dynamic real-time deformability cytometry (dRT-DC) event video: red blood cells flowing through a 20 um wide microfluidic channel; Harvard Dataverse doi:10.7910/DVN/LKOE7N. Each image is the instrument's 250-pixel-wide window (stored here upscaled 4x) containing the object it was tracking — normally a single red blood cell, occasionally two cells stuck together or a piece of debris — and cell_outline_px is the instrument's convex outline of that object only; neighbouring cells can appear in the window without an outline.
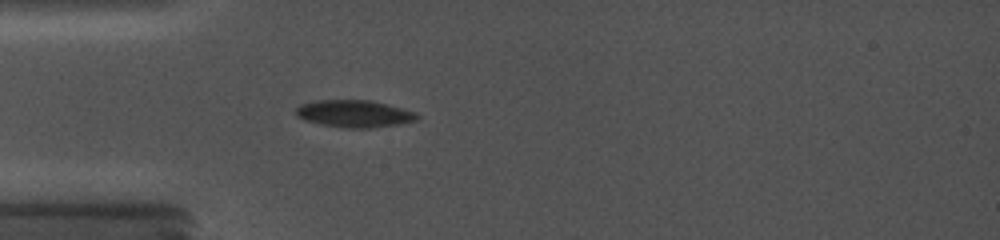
{"species": "common noctule bat (a hibernating species)", "species_latin": "Nyctalus noctula", "temperature_condition": "cold", "stored_images_in_passage": 2, "camera_frame_rate_fps": 5000, "um_per_image_px": 0.085, "animal": {"sex": "female", "body_mass_g": 19.0, "forearm_length_mm": 56.7}, "frame": {"image": 1, "passage_image": 1, "time_ms": 0.0, "image_size_px": [1000, 240], "cell_outline_px": [[420, 120], [400, 124], [372, 128], [340, 128], [320, 124], [304, 120], [288, 112], [300, 104], [316, 100], [372, 100], [420, 112]], "centroid_in_image_um": [30.11, 9.66], "position_along_channel_um": 54.9, "area_um2": 20.06}}